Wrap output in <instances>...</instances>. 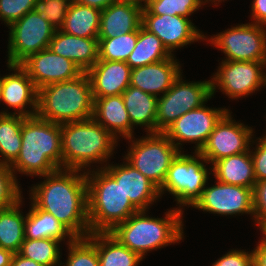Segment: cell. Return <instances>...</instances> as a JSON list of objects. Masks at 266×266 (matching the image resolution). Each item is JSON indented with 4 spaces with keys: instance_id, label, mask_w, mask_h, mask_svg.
Instances as JSON below:
<instances>
[{
    "instance_id": "37",
    "label": "cell",
    "mask_w": 266,
    "mask_h": 266,
    "mask_svg": "<svg viewBox=\"0 0 266 266\" xmlns=\"http://www.w3.org/2000/svg\"><path fill=\"white\" fill-rule=\"evenodd\" d=\"M200 7L197 0H149L146 8L154 15H179L188 18Z\"/></svg>"
},
{
    "instance_id": "46",
    "label": "cell",
    "mask_w": 266,
    "mask_h": 266,
    "mask_svg": "<svg viewBox=\"0 0 266 266\" xmlns=\"http://www.w3.org/2000/svg\"><path fill=\"white\" fill-rule=\"evenodd\" d=\"M10 266H43L31 259L21 256L19 253H14Z\"/></svg>"
},
{
    "instance_id": "44",
    "label": "cell",
    "mask_w": 266,
    "mask_h": 266,
    "mask_svg": "<svg viewBox=\"0 0 266 266\" xmlns=\"http://www.w3.org/2000/svg\"><path fill=\"white\" fill-rule=\"evenodd\" d=\"M253 252V263L256 266H266V241L262 238Z\"/></svg>"
},
{
    "instance_id": "30",
    "label": "cell",
    "mask_w": 266,
    "mask_h": 266,
    "mask_svg": "<svg viewBox=\"0 0 266 266\" xmlns=\"http://www.w3.org/2000/svg\"><path fill=\"white\" fill-rule=\"evenodd\" d=\"M171 54L162 41L153 33H150L143 26L138 30V38L132 53L126 63L131 69L142 67L147 64L159 62L171 58Z\"/></svg>"
},
{
    "instance_id": "28",
    "label": "cell",
    "mask_w": 266,
    "mask_h": 266,
    "mask_svg": "<svg viewBox=\"0 0 266 266\" xmlns=\"http://www.w3.org/2000/svg\"><path fill=\"white\" fill-rule=\"evenodd\" d=\"M101 10L71 1L61 31L81 38H98Z\"/></svg>"
},
{
    "instance_id": "8",
    "label": "cell",
    "mask_w": 266,
    "mask_h": 266,
    "mask_svg": "<svg viewBox=\"0 0 266 266\" xmlns=\"http://www.w3.org/2000/svg\"><path fill=\"white\" fill-rule=\"evenodd\" d=\"M188 155L179 152L172 160L166 179L159 189L160 196L164 191L175 197L179 207L193 206L201 197L209 179V171L205 167L207 160L198 152ZM205 162V163H204Z\"/></svg>"
},
{
    "instance_id": "11",
    "label": "cell",
    "mask_w": 266,
    "mask_h": 266,
    "mask_svg": "<svg viewBox=\"0 0 266 266\" xmlns=\"http://www.w3.org/2000/svg\"><path fill=\"white\" fill-rule=\"evenodd\" d=\"M210 43L228 61L263 62L266 57V26L246 23L211 36Z\"/></svg>"
},
{
    "instance_id": "50",
    "label": "cell",
    "mask_w": 266,
    "mask_h": 266,
    "mask_svg": "<svg viewBox=\"0 0 266 266\" xmlns=\"http://www.w3.org/2000/svg\"><path fill=\"white\" fill-rule=\"evenodd\" d=\"M205 1V2H204ZM214 2V4L216 5V6H218L217 5V3H215V2H217V0H197V2L202 6V5H204L206 2L208 3V2Z\"/></svg>"
},
{
    "instance_id": "3",
    "label": "cell",
    "mask_w": 266,
    "mask_h": 266,
    "mask_svg": "<svg viewBox=\"0 0 266 266\" xmlns=\"http://www.w3.org/2000/svg\"><path fill=\"white\" fill-rule=\"evenodd\" d=\"M146 212L139 210L109 232L142 259L148 251L180 242L184 238L182 208L168 210L164 218H152Z\"/></svg>"
},
{
    "instance_id": "22",
    "label": "cell",
    "mask_w": 266,
    "mask_h": 266,
    "mask_svg": "<svg viewBox=\"0 0 266 266\" xmlns=\"http://www.w3.org/2000/svg\"><path fill=\"white\" fill-rule=\"evenodd\" d=\"M48 48L72 60L82 72H87L98 61V38H81L55 30Z\"/></svg>"
},
{
    "instance_id": "13",
    "label": "cell",
    "mask_w": 266,
    "mask_h": 266,
    "mask_svg": "<svg viewBox=\"0 0 266 266\" xmlns=\"http://www.w3.org/2000/svg\"><path fill=\"white\" fill-rule=\"evenodd\" d=\"M218 68L211 79L212 96L218 88L230 99H238L263 86V62L222 60Z\"/></svg>"
},
{
    "instance_id": "15",
    "label": "cell",
    "mask_w": 266,
    "mask_h": 266,
    "mask_svg": "<svg viewBox=\"0 0 266 266\" xmlns=\"http://www.w3.org/2000/svg\"><path fill=\"white\" fill-rule=\"evenodd\" d=\"M205 187L193 208L219 215L251 214L253 218V188L215 181Z\"/></svg>"
},
{
    "instance_id": "12",
    "label": "cell",
    "mask_w": 266,
    "mask_h": 266,
    "mask_svg": "<svg viewBox=\"0 0 266 266\" xmlns=\"http://www.w3.org/2000/svg\"><path fill=\"white\" fill-rule=\"evenodd\" d=\"M230 114L231 112L228 110L221 117L206 143L198 152L207 160V164H213L222 158L247 152L250 150V145L256 143L252 140L254 137L252 127L241 122L237 123Z\"/></svg>"
},
{
    "instance_id": "10",
    "label": "cell",
    "mask_w": 266,
    "mask_h": 266,
    "mask_svg": "<svg viewBox=\"0 0 266 266\" xmlns=\"http://www.w3.org/2000/svg\"><path fill=\"white\" fill-rule=\"evenodd\" d=\"M8 62L21 64L30 55L47 49L55 28L34 10L9 26Z\"/></svg>"
},
{
    "instance_id": "29",
    "label": "cell",
    "mask_w": 266,
    "mask_h": 266,
    "mask_svg": "<svg viewBox=\"0 0 266 266\" xmlns=\"http://www.w3.org/2000/svg\"><path fill=\"white\" fill-rule=\"evenodd\" d=\"M95 247L100 266H138L143 260L109 232L95 233Z\"/></svg>"
},
{
    "instance_id": "23",
    "label": "cell",
    "mask_w": 266,
    "mask_h": 266,
    "mask_svg": "<svg viewBox=\"0 0 266 266\" xmlns=\"http://www.w3.org/2000/svg\"><path fill=\"white\" fill-rule=\"evenodd\" d=\"M142 8L133 4L115 1L101 11L98 38H113L142 26Z\"/></svg>"
},
{
    "instance_id": "32",
    "label": "cell",
    "mask_w": 266,
    "mask_h": 266,
    "mask_svg": "<svg viewBox=\"0 0 266 266\" xmlns=\"http://www.w3.org/2000/svg\"><path fill=\"white\" fill-rule=\"evenodd\" d=\"M22 199L14 206L0 211V247L18 253L25 239V220L20 205Z\"/></svg>"
},
{
    "instance_id": "9",
    "label": "cell",
    "mask_w": 266,
    "mask_h": 266,
    "mask_svg": "<svg viewBox=\"0 0 266 266\" xmlns=\"http://www.w3.org/2000/svg\"><path fill=\"white\" fill-rule=\"evenodd\" d=\"M181 75L165 94L158 97L157 133L164 132L179 117L212 98L211 80L186 82Z\"/></svg>"
},
{
    "instance_id": "1",
    "label": "cell",
    "mask_w": 266,
    "mask_h": 266,
    "mask_svg": "<svg viewBox=\"0 0 266 266\" xmlns=\"http://www.w3.org/2000/svg\"><path fill=\"white\" fill-rule=\"evenodd\" d=\"M58 169L31 187L30 199L39 208L52 214L75 237L90 234L86 172Z\"/></svg>"
},
{
    "instance_id": "47",
    "label": "cell",
    "mask_w": 266,
    "mask_h": 266,
    "mask_svg": "<svg viewBox=\"0 0 266 266\" xmlns=\"http://www.w3.org/2000/svg\"><path fill=\"white\" fill-rule=\"evenodd\" d=\"M14 253L0 247V266H10Z\"/></svg>"
},
{
    "instance_id": "38",
    "label": "cell",
    "mask_w": 266,
    "mask_h": 266,
    "mask_svg": "<svg viewBox=\"0 0 266 266\" xmlns=\"http://www.w3.org/2000/svg\"><path fill=\"white\" fill-rule=\"evenodd\" d=\"M72 0H35L33 10L41 14L56 30L63 26Z\"/></svg>"
},
{
    "instance_id": "40",
    "label": "cell",
    "mask_w": 266,
    "mask_h": 266,
    "mask_svg": "<svg viewBox=\"0 0 266 266\" xmlns=\"http://www.w3.org/2000/svg\"><path fill=\"white\" fill-rule=\"evenodd\" d=\"M253 220L261 228L266 224V180L256 181L253 188Z\"/></svg>"
},
{
    "instance_id": "49",
    "label": "cell",
    "mask_w": 266,
    "mask_h": 266,
    "mask_svg": "<svg viewBox=\"0 0 266 266\" xmlns=\"http://www.w3.org/2000/svg\"><path fill=\"white\" fill-rule=\"evenodd\" d=\"M263 67L264 69L266 67V57L263 60ZM263 86H266V73L265 72L263 73Z\"/></svg>"
},
{
    "instance_id": "24",
    "label": "cell",
    "mask_w": 266,
    "mask_h": 266,
    "mask_svg": "<svg viewBox=\"0 0 266 266\" xmlns=\"http://www.w3.org/2000/svg\"><path fill=\"white\" fill-rule=\"evenodd\" d=\"M93 100L92 118L97 123L117 139L119 136L124 137V139L134 137V128L131 125L122 95L106 96Z\"/></svg>"
},
{
    "instance_id": "33",
    "label": "cell",
    "mask_w": 266,
    "mask_h": 266,
    "mask_svg": "<svg viewBox=\"0 0 266 266\" xmlns=\"http://www.w3.org/2000/svg\"><path fill=\"white\" fill-rule=\"evenodd\" d=\"M60 242L50 238L24 239L18 253L43 266H60Z\"/></svg>"
},
{
    "instance_id": "18",
    "label": "cell",
    "mask_w": 266,
    "mask_h": 266,
    "mask_svg": "<svg viewBox=\"0 0 266 266\" xmlns=\"http://www.w3.org/2000/svg\"><path fill=\"white\" fill-rule=\"evenodd\" d=\"M8 68L14 73L3 76V85L0 101L13 108V114L25 117L36 116L38 109V89L29 77L27 71L20 64H10ZM32 110H25L26 106Z\"/></svg>"
},
{
    "instance_id": "26",
    "label": "cell",
    "mask_w": 266,
    "mask_h": 266,
    "mask_svg": "<svg viewBox=\"0 0 266 266\" xmlns=\"http://www.w3.org/2000/svg\"><path fill=\"white\" fill-rule=\"evenodd\" d=\"M132 126H144L146 132L157 133L158 97L129 86L122 93Z\"/></svg>"
},
{
    "instance_id": "25",
    "label": "cell",
    "mask_w": 266,
    "mask_h": 266,
    "mask_svg": "<svg viewBox=\"0 0 266 266\" xmlns=\"http://www.w3.org/2000/svg\"><path fill=\"white\" fill-rule=\"evenodd\" d=\"M211 170L216 180L246 188H254L256 178L250 150L214 162Z\"/></svg>"
},
{
    "instance_id": "17",
    "label": "cell",
    "mask_w": 266,
    "mask_h": 266,
    "mask_svg": "<svg viewBox=\"0 0 266 266\" xmlns=\"http://www.w3.org/2000/svg\"><path fill=\"white\" fill-rule=\"evenodd\" d=\"M20 65L38 90L50 84L75 79L83 73L72 60L55 54L49 48L30 55Z\"/></svg>"
},
{
    "instance_id": "2",
    "label": "cell",
    "mask_w": 266,
    "mask_h": 266,
    "mask_svg": "<svg viewBox=\"0 0 266 266\" xmlns=\"http://www.w3.org/2000/svg\"><path fill=\"white\" fill-rule=\"evenodd\" d=\"M21 134L20 153L10 165L14 175L41 177L62 169L61 124L23 116Z\"/></svg>"
},
{
    "instance_id": "5",
    "label": "cell",
    "mask_w": 266,
    "mask_h": 266,
    "mask_svg": "<svg viewBox=\"0 0 266 266\" xmlns=\"http://www.w3.org/2000/svg\"><path fill=\"white\" fill-rule=\"evenodd\" d=\"M86 178L90 233L110 232L139 211L103 166L87 171Z\"/></svg>"
},
{
    "instance_id": "14",
    "label": "cell",
    "mask_w": 266,
    "mask_h": 266,
    "mask_svg": "<svg viewBox=\"0 0 266 266\" xmlns=\"http://www.w3.org/2000/svg\"><path fill=\"white\" fill-rule=\"evenodd\" d=\"M227 111L228 109L224 107L209 108L203 104L179 117L163 133L180 152L183 149L180 147L181 143L184 142L195 143V152H199L217 122Z\"/></svg>"
},
{
    "instance_id": "31",
    "label": "cell",
    "mask_w": 266,
    "mask_h": 266,
    "mask_svg": "<svg viewBox=\"0 0 266 266\" xmlns=\"http://www.w3.org/2000/svg\"><path fill=\"white\" fill-rule=\"evenodd\" d=\"M23 116L0 112V164L11 165L21 150Z\"/></svg>"
},
{
    "instance_id": "43",
    "label": "cell",
    "mask_w": 266,
    "mask_h": 266,
    "mask_svg": "<svg viewBox=\"0 0 266 266\" xmlns=\"http://www.w3.org/2000/svg\"><path fill=\"white\" fill-rule=\"evenodd\" d=\"M251 4V16L253 22L257 25L266 26V0H253Z\"/></svg>"
},
{
    "instance_id": "6",
    "label": "cell",
    "mask_w": 266,
    "mask_h": 266,
    "mask_svg": "<svg viewBox=\"0 0 266 266\" xmlns=\"http://www.w3.org/2000/svg\"><path fill=\"white\" fill-rule=\"evenodd\" d=\"M94 100L86 72L69 81L44 86L38 90L37 116L57 124L93 117Z\"/></svg>"
},
{
    "instance_id": "52",
    "label": "cell",
    "mask_w": 266,
    "mask_h": 266,
    "mask_svg": "<svg viewBox=\"0 0 266 266\" xmlns=\"http://www.w3.org/2000/svg\"><path fill=\"white\" fill-rule=\"evenodd\" d=\"M2 85H3V76H0V99H1V93H2Z\"/></svg>"
},
{
    "instance_id": "21",
    "label": "cell",
    "mask_w": 266,
    "mask_h": 266,
    "mask_svg": "<svg viewBox=\"0 0 266 266\" xmlns=\"http://www.w3.org/2000/svg\"><path fill=\"white\" fill-rule=\"evenodd\" d=\"M132 69L126 62L98 60L86 73L93 99L122 95L130 86Z\"/></svg>"
},
{
    "instance_id": "51",
    "label": "cell",
    "mask_w": 266,
    "mask_h": 266,
    "mask_svg": "<svg viewBox=\"0 0 266 266\" xmlns=\"http://www.w3.org/2000/svg\"><path fill=\"white\" fill-rule=\"evenodd\" d=\"M262 234L264 235L263 239L266 241V224H264L261 228H260Z\"/></svg>"
},
{
    "instance_id": "20",
    "label": "cell",
    "mask_w": 266,
    "mask_h": 266,
    "mask_svg": "<svg viewBox=\"0 0 266 266\" xmlns=\"http://www.w3.org/2000/svg\"><path fill=\"white\" fill-rule=\"evenodd\" d=\"M174 58L172 56L159 62L133 68L130 86L156 97H160V93L165 94L182 74L180 63Z\"/></svg>"
},
{
    "instance_id": "39",
    "label": "cell",
    "mask_w": 266,
    "mask_h": 266,
    "mask_svg": "<svg viewBox=\"0 0 266 266\" xmlns=\"http://www.w3.org/2000/svg\"><path fill=\"white\" fill-rule=\"evenodd\" d=\"M35 0H0V20L7 26L32 11Z\"/></svg>"
},
{
    "instance_id": "7",
    "label": "cell",
    "mask_w": 266,
    "mask_h": 266,
    "mask_svg": "<svg viewBox=\"0 0 266 266\" xmlns=\"http://www.w3.org/2000/svg\"><path fill=\"white\" fill-rule=\"evenodd\" d=\"M127 140H130L131 148L124 159L160 189L172 160L180 151L163 132L147 133L146 137Z\"/></svg>"
},
{
    "instance_id": "4",
    "label": "cell",
    "mask_w": 266,
    "mask_h": 266,
    "mask_svg": "<svg viewBox=\"0 0 266 266\" xmlns=\"http://www.w3.org/2000/svg\"><path fill=\"white\" fill-rule=\"evenodd\" d=\"M62 168L87 170L113 155L117 138L93 118L61 124ZM88 168V169H87Z\"/></svg>"
},
{
    "instance_id": "48",
    "label": "cell",
    "mask_w": 266,
    "mask_h": 266,
    "mask_svg": "<svg viewBox=\"0 0 266 266\" xmlns=\"http://www.w3.org/2000/svg\"><path fill=\"white\" fill-rule=\"evenodd\" d=\"M118 1L133 4L141 7L142 9L146 8L149 2V0H118Z\"/></svg>"
},
{
    "instance_id": "27",
    "label": "cell",
    "mask_w": 266,
    "mask_h": 266,
    "mask_svg": "<svg viewBox=\"0 0 266 266\" xmlns=\"http://www.w3.org/2000/svg\"><path fill=\"white\" fill-rule=\"evenodd\" d=\"M31 208L26 214L25 239L50 238L64 241L73 240L75 236L52 214L39 209L32 201Z\"/></svg>"
},
{
    "instance_id": "34",
    "label": "cell",
    "mask_w": 266,
    "mask_h": 266,
    "mask_svg": "<svg viewBox=\"0 0 266 266\" xmlns=\"http://www.w3.org/2000/svg\"><path fill=\"white\" fill-rule=\"evenodd\" d=\"M138 31L113 38H98V60L126 62L135 48Z\"/></svg>"
},
{
    "instance_id": "42",
    "label": "cell",
    "mask_w": 266,
    "mask_h": 266,
    "mask_svg": "<svg viewBox=\"0 0 266 266\" xmlns=\"http://www.w3.org/2000/svg\"><path fill=\"white\" fill-rule=\"evenodd\" d=\"M212 264V266H251L253 264V252L232 249Z\"/></svg>"
},
{
    "instance_id": "36",
    "label": "cell",
    "mask_w": 266,
    "mask_h": 266,
    "mask_svg": "<svg viewBox=\"0 0 266 266\" xmlns=\"http://www.w3.org/2000/svg\"><path fill=\"white\" fill-rule=\"evenodd\" d=\"M20 187L10 166L0 164V211L23 199Z\"/></svg>"
},
{
    "instance_id": "19",
    "label": "cell",
    "mask_w": 266,
    "mask_h": 266,
    "mask_svg": "<svg viewBox=\"0 0 266 266\" xmlns=\"http://www.w3.org/2000/svg\"><path fill=\"white\" fill-rule=\"evenodd\" d=\"M120 183L125 196L138 210H146L160 198L159 188L128 162L121 165L108 164L103 167Z\"/></svg>"
},
{
    "instance_id": "41",
    "label": "cell",
    "mask_w": 266,
    "mask_h": 266,
    "mask_svg": "<svg viewBox=\"0 0 266 266\" xmlns=\"http://www.w3.org/2000/svg\"><path fill=\"white\" fill-rule=\"evenodd\" d=\"M258 143L254 149H250L254 164V174L256 181L266 180V137L258 138Z\"/></svg>"
},
{
    "instance_id": "35",
    "label": "cell",
    "mask_w": 266,
    "mask_h": 266,
    "mask_svg": "<svg viewBox=\"0 0 266 266\" xmlns=\"http://www.w3.org/2000/svg\"><path fill=\"white\" fill-rule=\"evenodd\" d=\"M68 259L66 266H100L95 247V233L87 237H75L67 241Z\"/></svg>"
},
{
    "instance_id": "45",
    "label": "cell",
    "mask_w": 266,
    "mask_h": 266,
    "mask_svg": "<svg viewBox=\"0 0 266 266\" xmlns=\"http://www.w3.org/2000/svg\"><path fill=\"white\" fill-rule=\"evenodd\" d=\"M73 1L85 6L97 8L102 11L117 0H73Z\"/></svg>"
},
{
    "instance_id": "16",
    "label": "cell",
    "mask_w": 266,
    "mask_h": 266,
    "mask_svg": "<svg viewBox=\"0 0 266 266\" xmlns=\"http://www.w3.org/2000/svg\"><path fill=\"white\" fill-rule=\"evenodd\" d=\"M142 26L155 34L171 54L176 48H182L200 39H208L189 18L179 15H154L147 8L142 10Z\"/></svg>"
}]
</instances>
